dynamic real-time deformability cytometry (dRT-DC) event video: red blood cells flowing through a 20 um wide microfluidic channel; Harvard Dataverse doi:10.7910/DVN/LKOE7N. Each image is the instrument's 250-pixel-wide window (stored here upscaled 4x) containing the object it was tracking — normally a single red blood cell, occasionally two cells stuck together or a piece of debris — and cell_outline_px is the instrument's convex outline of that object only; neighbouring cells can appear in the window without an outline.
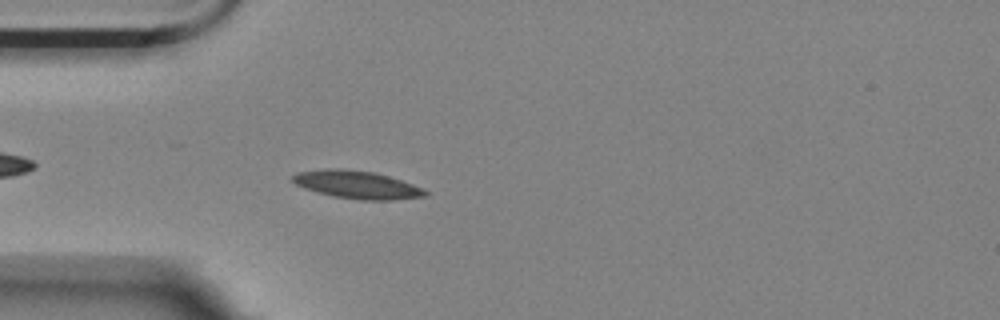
{"species": "Egyptian fruit bat (a non-hibernating species)", "species_latin": "Rousettus aegyptiacus", "temperature_condition": "room temperature", "stored_images_in_passage": 46, "camera_frame_rate_fps": 3000, "um_per_image_px": 0.085, "animal": {"sex": "female"}, "frame": {"image": 1, "passage_image": 6, "time_ms": 1.667, "image_size_px": [1000, 320], "cell_outline_px": [[428, 196], [392, 200], [360, 200], [332, 196], [316, 192], [304, 188], [296, 184], [292, 180], [292, 176], [296, 172], [328, 168], [340, 168], [372, 172], [388, 176], [412, 184], [428, 192]], "centroid_in_image_um": [30.31, 15.7], "position_along_channel_um": 54.7, "area_um2": 21.44}}
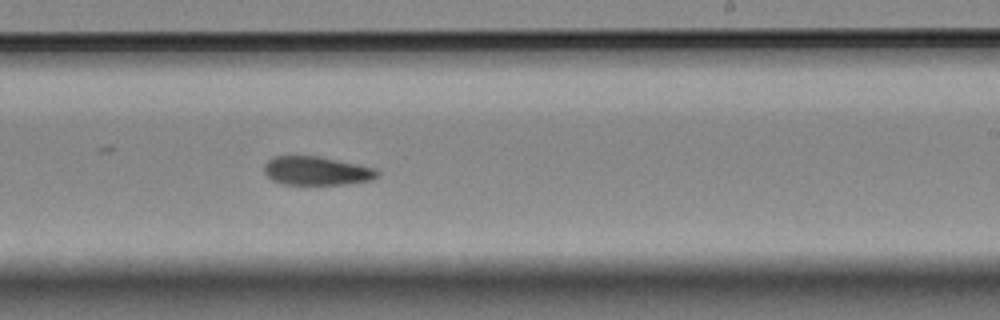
{"frame": {"image": 2, "passage_image": 24, "time_ms": 7.667, "image_size_px": [1000, 320], "cell_outline_px": [[380, 176], [372, 180], [344, 184], [284, 184], [272, 180], [264, 172], [264, 164], [268, 160], [276, 156], [320, 156], [376, 168], [380, 172]], "centroid_in_image_um": [26.94, 14.52], "position_along_channel_um": 262.1, "area_um2": 18.96}}
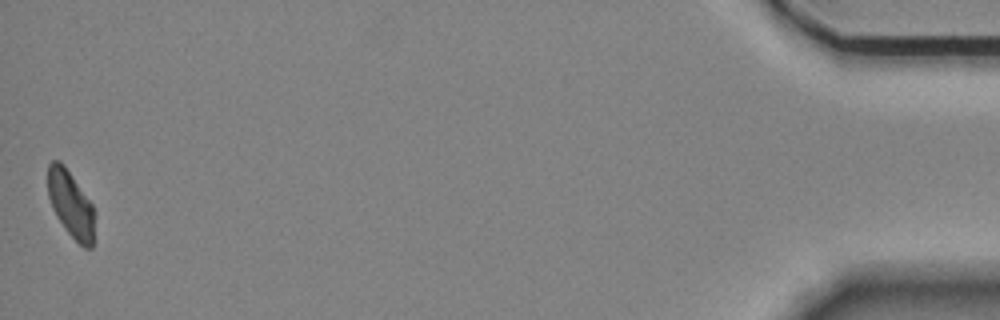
{"frame": {"image": 3, "passage_image": 46, "time_ms": 15.0, "image_size_px": [1000, 320], "cell_outline_px": [[96, 216], [92, 248], [84, 248], [68, 232], [56, 216], [52, 208], [48, 196], [48, 164], [52, 160], [60, 160], [64, 164], [92, 204], [96, 212]], "centroid_in_image_um": [6.04, 17.35], "position_along_channel_um": 429.2, "area_um2": 18.32}, "authors_computed_cell_mechanics": {"area_um2": 19.6809, "velocity_mm_per_s": 3.5396, "shape_relaxation_time_tau1_ms": null, "shape_relaxation_time_tau2_ms": 3.9732, "deformation_change_tau1": null, "deformation_change_tau2": 0.0887}}